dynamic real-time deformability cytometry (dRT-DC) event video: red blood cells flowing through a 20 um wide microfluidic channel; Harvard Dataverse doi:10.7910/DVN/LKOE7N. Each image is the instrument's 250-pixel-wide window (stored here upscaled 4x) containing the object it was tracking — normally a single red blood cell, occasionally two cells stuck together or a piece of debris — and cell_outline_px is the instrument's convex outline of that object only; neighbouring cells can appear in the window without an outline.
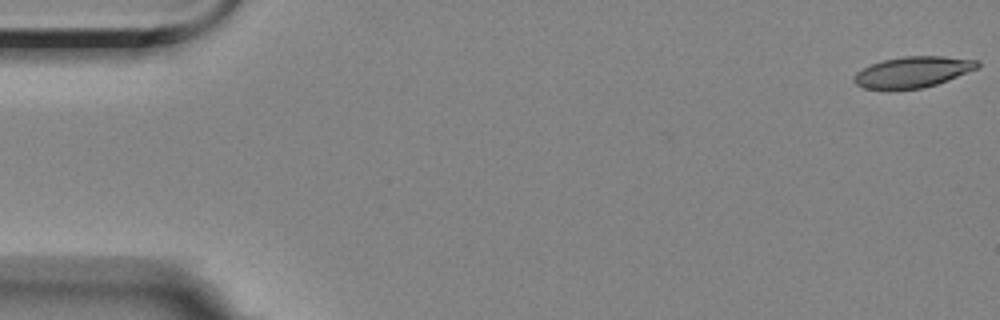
{"species": "Egyptian fruit bat (a non-hibernating species)", "species_latin": "Rousettus aegyptiacus", "temperature_condition": "room temperature", "stored_images_in_passage": 57, "camera_frame_rate_fps": 3000, "um_per_image_px": 0.085, "animal": {"sex": "female"}, "frame": {"image": 1, "passage_image": 1, "time_ms": 0.0, "image_size_px": [1000, 320], "cell_outline_px": [[980, 68], [948, 80], [936, 84], [920, 88], [864, 88], [856, 84], [852, 80], [852, 76], [856, 72], [872, 64], [884, 60], [904, 56], [944, 56], [980, 60]], "centroid_in_image_um": [77.64, 6.1], "position_along_channel_um": 7.4, "area_um2": 22.08}}
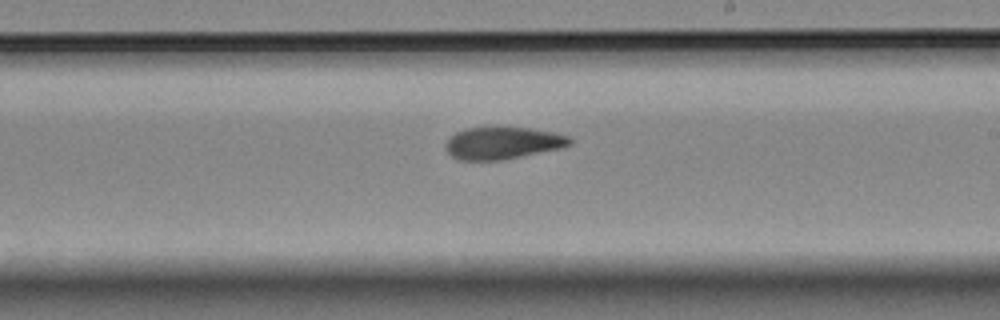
{"frame": {"image": 2, "passage_image": 33, "time_ms": 10.667, "image_size_px": [1000, 320], "cell_outline_px": [[572, 144], [560, 148], [504, 160], [460, 160], [452, 156], [444, 148], [444, 144], [448, 136], [456, 132], [468, 128], [532, 128], [552, 132], [568, 136], [572, 140]], "centroid_in_image_um": [42.69, 12.17], "position_along_channel_um": 246.3, "area_um2": 23.24}}
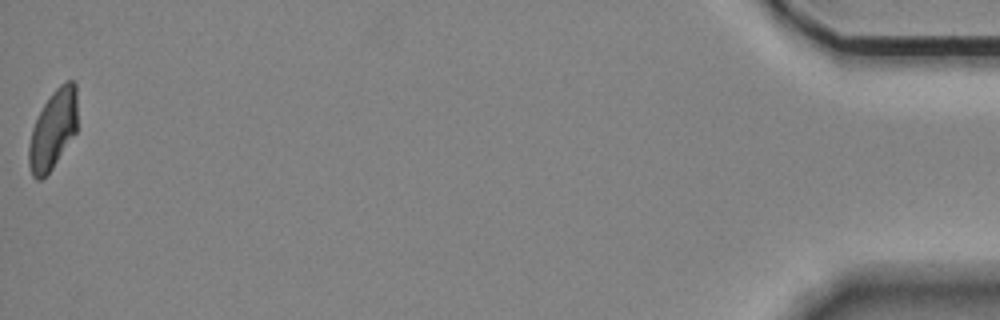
{"frame": {"image": 3, "passage_image": 57, "time_ms": 18.667, "image_size_px": [1000, 320], "cell_outline_px": [[76, 132], [52, 168], [40, 180], [36, 180], [32, 176], [28, 164], [28, 144], [32, 128], [44, 104], [52, 92], [64, 80], [72, 80], [76, 84]], "centroid_in_image_um": [4.49, 11.01], "position_along_channel_um": 430.7, "area_um2": 22.25}, "authors_computed_cell_mechanics": {"area_um2": 23.9292, "velocity_mm_per_s": 3.5029, "shape_relaxation_time_tau1_ms": null, "shape_relaxation_time_tau2_ms": 7.6553, "deformation_change_tau1": null, "deformation_change_tau2": 0.1386}}